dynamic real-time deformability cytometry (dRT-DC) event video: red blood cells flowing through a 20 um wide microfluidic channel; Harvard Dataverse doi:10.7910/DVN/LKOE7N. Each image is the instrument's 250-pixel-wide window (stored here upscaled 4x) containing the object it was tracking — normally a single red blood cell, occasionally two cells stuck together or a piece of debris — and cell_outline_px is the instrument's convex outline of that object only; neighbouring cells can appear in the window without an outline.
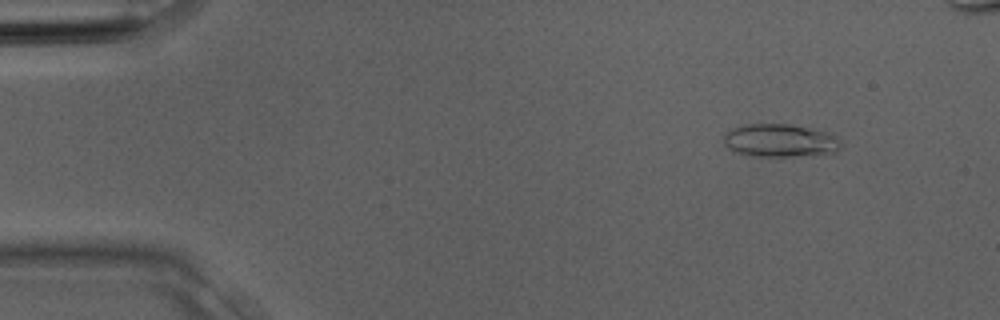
{"species": "Egyptian fruit bat (a non-hibernating species)", "species_latin": "Rousettus aegyptiacus", "temperature_condition": "room temperature", "stored_images_in_passage": 2, "camera_frame_rate_fps": 3000, "um_per_image_px": 0.085, "animal": {"sex": "male"}, "frame": {"image": 1, "passage_image": 2, "time_ms": 0.333, "image_size_px": [1000, 320], "cell_outline_px": [[844, 144], [832, 156], [752, 156], [736, 152], [728, 148], [724, 144], [724, 136], [732, 128], [748, 124], [788, 124], [832, 132]], "centroid_in_image_um": [66.43, 11.97], "position_along_channel_um": 18.6, "area_um2": 23.18}}